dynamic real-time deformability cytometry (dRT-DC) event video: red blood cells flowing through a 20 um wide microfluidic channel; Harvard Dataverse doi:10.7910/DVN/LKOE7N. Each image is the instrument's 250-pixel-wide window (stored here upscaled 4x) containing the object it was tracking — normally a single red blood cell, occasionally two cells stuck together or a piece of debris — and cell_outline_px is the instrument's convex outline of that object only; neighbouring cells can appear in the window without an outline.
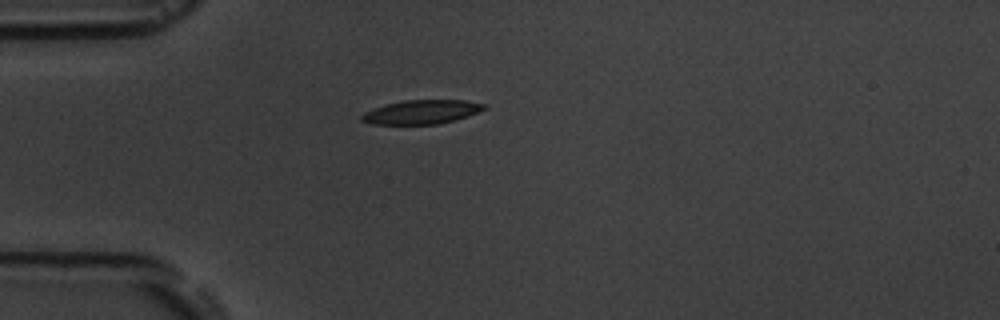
{"species": "common noctule bat (a hibernating species)", "species_latin": "Nyctalus noctula", "temperature_condition": "room temperature", "stored_images_in_passage": 4, "camera_frame_rate_fps": 3000, "um_per_image_px": 0.085, "animal": {"sex": "male", "body_mass_g": 19.5, "forearm_length_mm": 54.6}, "frame": {"image": 1, "passage_image": 1, "time_ms": 0.0, "image_size_px": [1000, 320], "cell_outline_px": [[488, 108], [468, 116], [440, 124], [372, 124], [360, 120], [360, 116], [364, 112], [384, 104], [404, 100], [464, 100], [484, 104]], "centroid_in_image_um": [35.82, 9.52], "position_along_channel_um": 49.2, "area_um2": 17.17}}
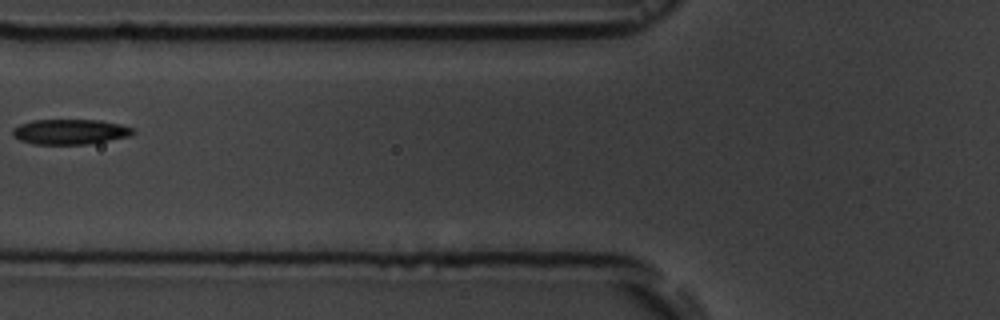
{"frame": {"image": 2, "passage_image": 3, "time_ms": 2.333, "image_size_px": [1000, 320], "cell_outline_px": [[136, 132], [128, 136], [88, 144], [32, 144], [20, 140], [12, 132], [12, 128], [20, 124], [32, 120], [100, 120], [120, 124], [132, 128]], "centroid_in_image_um": [5.94, 11.19], "position_along_channel_um": 119.9, "area_um2": 17.51}}
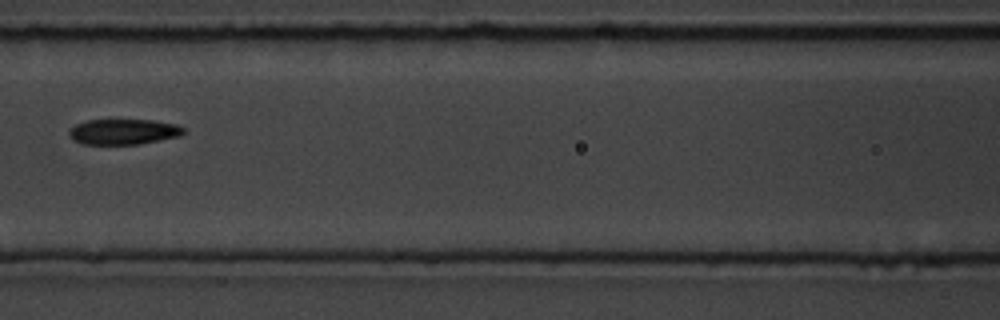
{"frame": {"image": 3, "passage_image": 4, "time_ms": 3.333, "image_size_px": [1000, 320], "cell_outline_px": [[184, 132], [180, 136], [140, 144], [84, 144], [72, 140], [68, 132], [76, 124], [88, 120], [152, 120], [176, 124], [184, 128]], "centroid_in_image_um": [10.5, 11.2], "position_along_channel_um": 156.1, "area_um2": 16.94}}